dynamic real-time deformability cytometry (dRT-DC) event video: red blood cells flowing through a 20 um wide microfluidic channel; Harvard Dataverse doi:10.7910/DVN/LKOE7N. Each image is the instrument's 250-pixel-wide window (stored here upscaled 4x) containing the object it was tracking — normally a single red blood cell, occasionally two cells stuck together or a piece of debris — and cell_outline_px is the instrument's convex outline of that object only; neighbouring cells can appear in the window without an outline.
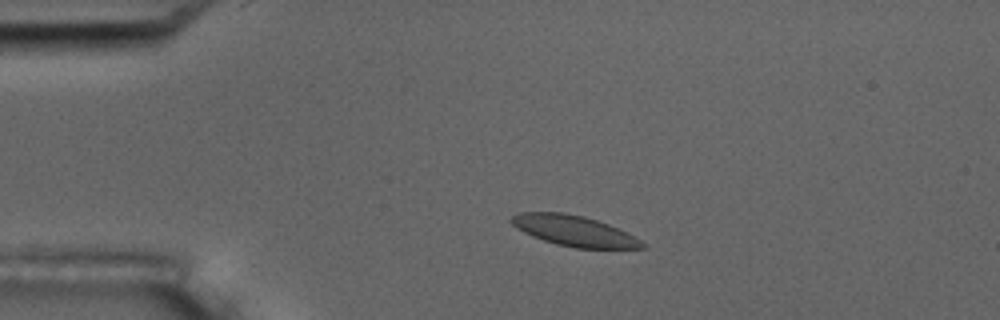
{"species": "common noctule bat (a hibernating species)", "species_latin": "Nyctalus noctula", "temperature_condition": "room temperature", "stored_images_in_passage": 3, "camera_frame_rate_fps": 3000, "um_per_image_px": 0.085, "animal": {"sex": "male", "body_mass_g": 17.5, "forearm_length_mm": 52.3}, "frame": {"image": 1, "passage_image": 2, "time_ms": 1.0, "image_size_px": [1000, 320], "cell_outline_px": [[648, 248], [576, 248], [556, 244], [532, 236], [516, 228], [508, 220], [512, 216], [520, 212], [564, 212], [584, 216], [608, 224], [640, 240]], "centroid_in_image_um": [48.74, 19.61], "position_along_channel_um": 36.3, "area_um2": 23.06}}